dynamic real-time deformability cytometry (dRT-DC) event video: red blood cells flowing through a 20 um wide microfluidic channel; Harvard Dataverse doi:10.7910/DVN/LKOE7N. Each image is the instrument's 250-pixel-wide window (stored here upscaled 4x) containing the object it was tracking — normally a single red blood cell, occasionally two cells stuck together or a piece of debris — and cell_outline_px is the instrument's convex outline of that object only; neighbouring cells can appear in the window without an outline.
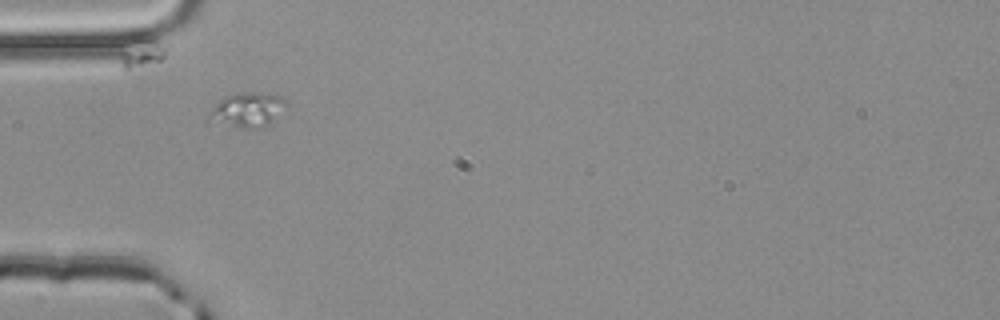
{"species": "common noctule bat (a hibernating species)", "species_latin": "Nyctalus noctula", "temperature_condition": "room temperature", "stored_images_in_passage": 2, "camera_frame_rate_fps": 3000, "um_per_image_px": 0.085, "animal": {"sex": "male", "body_mass_g": 20.4}, "frame": {"image": 1, "passage_image": 1, "time_ms": 0.0, "image_size_px": [1000, 320], "cell_outline_px": [[288, 104], [264, 128], [244, 128], [204, 120], [208, 112], [224, 96], [240, 92], [268, 92], [280, 96], [288, 100]], "centroid_in_image_um": [21.02, 9.31], "position_along_channel_um": 64.0, "area_um2": 15.78}}